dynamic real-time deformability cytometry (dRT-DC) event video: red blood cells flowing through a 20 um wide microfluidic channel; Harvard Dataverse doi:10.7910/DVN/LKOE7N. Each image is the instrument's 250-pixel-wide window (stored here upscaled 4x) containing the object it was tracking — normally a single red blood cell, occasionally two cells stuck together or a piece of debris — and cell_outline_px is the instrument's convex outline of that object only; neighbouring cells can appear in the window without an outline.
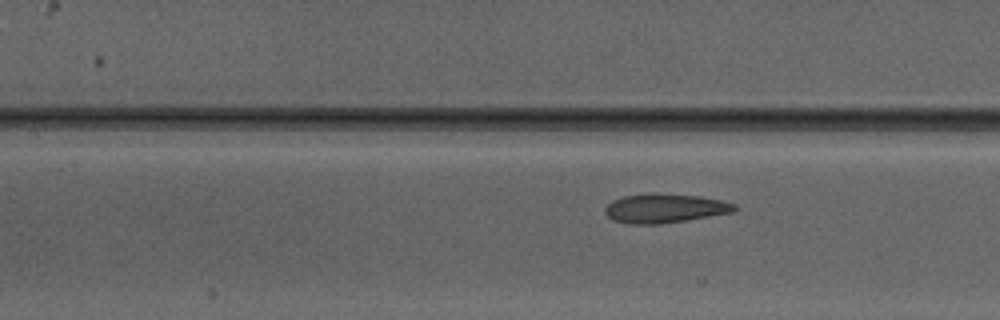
{"species": "Egyptian fruit bat (a non-hibernating species)", "species_latin": "Rousettus aegyptiacus", "temperature_condition": "warm", "stored_images_in_passage": 7, "camera_frame_rate_fps": 3000, "um_per_image_px": 0.085, "animal": {"sex": "male"}, "frame": {"image": 1, "passage_image": 7, "time_ms": 8.0, "image_size_px": [1000, 320], "cell_outline_px": [[740, 208], [732, 212], [660, 224], [628, 224], [612, 220], [604, 212], [604, 208], [612, 200], [624, 196], [648, 192], [656, 192], [700, 196], [720, 200], [736, 204]], "centroid_in_image_um": [56.47, 17.69], "position_along_channel_um": 150.9, "area_um2": 22.2}}